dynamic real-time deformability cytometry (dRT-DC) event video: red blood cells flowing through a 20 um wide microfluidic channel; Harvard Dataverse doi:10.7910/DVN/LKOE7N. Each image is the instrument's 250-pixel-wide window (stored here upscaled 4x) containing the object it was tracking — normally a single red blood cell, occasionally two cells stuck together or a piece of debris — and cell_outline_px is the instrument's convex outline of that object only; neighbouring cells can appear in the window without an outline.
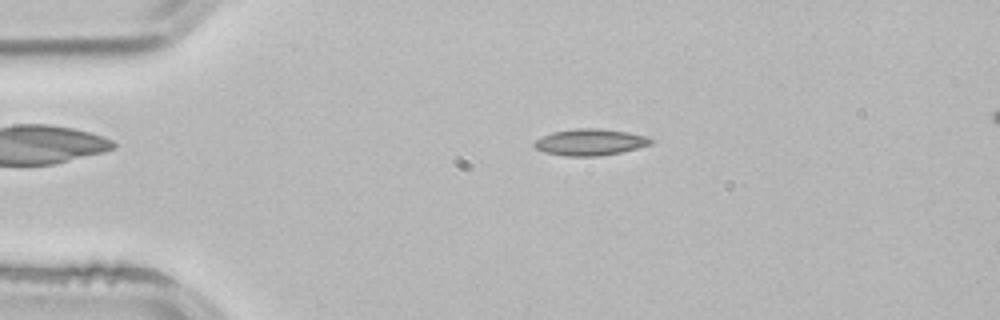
{"species": "common noctule bat (a hibernating species)", "species_latin": "Nyctalus noctula", "temperature_condition": "room temperature", "stored_images_in_passage": 3, "segment_of_instrument_passage": [1, 2], "camera_frame_rate_fps": 3000, "um_per_image_px": 0.085, "animal": {"sex": "male", "body_mass_g": 21.5, "forearm_length_mm": 52.0}, "frame": {"image": 1, "passage_image": 1, "time_ms": 0.0, "image_size_px": [1000, 320], "cell_outline_px": [[656, 140], [652, 144], [620, 152], [596, 156], [568, 156], [544, 152], [536, 148], [532, 144], [536, 140], [552, 132], [576, 128], [600, 128], [628, 132], [648, 136]], "centroid_in_image_um": [50.2, 12.07], "position_along_channel_um": 34.8, "area_um2": 17.98}}